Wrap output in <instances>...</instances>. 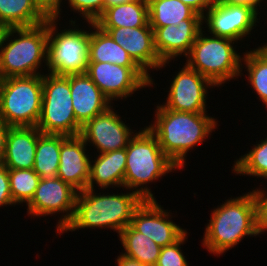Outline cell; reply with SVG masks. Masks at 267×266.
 I'll return each instance as SVG.
<instances>
[{
	"label": "cell",
	"instance_id": "cell-1",
	"mask_svg": "<svg viewBox=\"0 0 267 266\" xmlns=\"http://www.w3.org/2000/svg\"><path fill=\"white\" fill-rule=\"evenodd\" d=\"M154 124L146 126L157 138L163 153L180 169L187 153L202 144L218 128V121L204 113H189L156 106Z\"/></svg>",
	"mask_w": 267,
	"mask_h": 266
},
{
	"label": "cell",
	"instance_id": "cell-2",
	"mask_svg": "<svg viewBox=\"0 0 267 266\" xmlns=\"http://www.w3.org/2000/svg\"><path fill=\"white\" fill-rule=\"evenodd\" d=\"M85 189L77 193L71 221L60 233L81 229H105L119 233L130 224L135 209L143 199L135 192L96 193Z\"/></svg>",
	"mask_w": 267,
	"mask_h": 266
},
{
	"label": "cell",
	"instance_id": "cell-3",
	"mask_svg": "<svg viewBox=\"0 0 267 266\" xmlns=\"http://www.w3.org/2000/svg\"><path fill=\"white\" fill-rule=\"evenodd\" d=\"M202 245L216 256L239 244L245 236H259L256 229V204L252 192L226 199L211 211Z\"/></svg>",
	"mask_w": 267,
	"mask_h": 266
},
{
	"label": "cell",
	"instance_id": "cell-4",
	"mask_svg": "<svg viewBox=\"0 0 267 266\" xmlns=\"http://www.w3.org/2000/svg\"><path fill=\"white\" fill-rule=\"evenodd\" d=\"M176 169L180 170L163 153L154 134L147 127L141 128L126 147L123 188L137 193L143 200H156L148 185Z\"/></svg>",
	"mask_w": 267,
	"mask_h": 266
},
{
	"label": "cell",
	"instance_id": "cell-5",
	"mask_svg": "<svg viewBox=\"0 0 267 266\" xmlns=\"http://www.w3.org/2000/svg\"><path fill=\"white\" fill-rule=\"evenodd\" d=\"M47 52L48 20L36 26L9 28L0 51L3 78L43 75L40 67H47Z\"/></svg>",
	"mask_w": 267,
	"mask_h": 266
},
{
	"label": "cell",
	"instance_id": "cell-6",
	"mask_svg": "<svg viewBox=\"0 0 267 266\" xmlns=\"http://www.w3.org/2000/svg\"><path fill=\"white\" fill-rule=\"evenodd\" d=\"M205 32L204 30L199 32L186 56L185 64L207 77L217 87L229 80L241 77L243 55L238 53L236 45L234 47L236 41L213 35L208 36Z\"/></svg>",
	"mask_w": 267,
	"mask_h": 266
},
{
	"label": "cell",
	"instance_id": "cell-7",
	"mask_svg": "<svg viewBox=\"0 0 267 266\" xmlns=\"http://www.w3.org/2000/svg\"><path fill=\"white\" fill-rule=\"evenodd\" d=\"M58 19H48L47 69L56 75L86 73L88 67L89 31L76 25V20H69V29H58ZM90 25V26H89ZM72 27V28H71ZM58 30L60 32H58Z\"/></svg>",
	"mask_w": 267,
	"mask_h": 266
},
{
	"label": "cell",
	"instance_id": "cell-8",
	"mask_svg": "<svg viewBox=\"0 0 267 266\" xmlns=\"http://www.w3.org/2000/svg\"><path fill=\"white\" fill-rule=\"evenodd\" d=\"M42 98V75L4 78L0 90V119L10 127H36Z\"/></svg>",
	"mask_w": 267,
	"mask_h": 266
},
{
	"label": "cell",
	"instance_id": "cell-9",
	"mask_svg": "<svg viewBox=\"0 0 267 266\" xmlns=\"http://www.w3.org/2000/svg\"><path fill=\"white\" fill-rule=\"evenodd\" d=\"M43 98L37 128L42 134L78 136L82 126L73 111L70 75H42Z\"/></svg>",
	"mask_w": 267,
	"mask_h": 266
},
{
	"label": "cell",
	"instance_id": "cell-10",
	"mask_svg": "<svg viewBox=\"0 0 267 266\" xmlns=\"http://www.w3.org/2000/svg\"><path fill=\"white\" fill-rule=\"evenodd\" d=\"M86 74L111 101L126 100L136 91L155 85L141 67H124L112 63L88 62Z\"/></svg>",
	"mask_w": 267,
	"mask_h": 266
},
{
	"label": "cell",
	"instance_id": "cell-11",
	"mask_svg": "<svg viewBox=\"0 0 267 266\" xmlns=\"http://www.w3.org/2000/svg\"><path fill=\"white\" fill-rule=\"evenodd\" d=\"M78 191L60 178L40 179L32 199L26 204L27 215L45 217L46 215L62 214L57 222L56 232H60L71 221Z\"/></svg>",
	"mask_w": 267,
	"mask_h": 266
},
{
	"label": "cell",
	"instance_id": "cell-12",
	"mask_svg": "<svg viewBox=\"0 0 267 266\" xmlns=\"http://www.w3.org/2000/svg\"><path fill=\"white\" fill-rule=\"evenodd\" d=\"M258 13L249 6L234 5L215 0L202 16V24L208 34L238 41L249 37L258 26Z\"/></svg>",
	"mask_w": 267,
	"mask_h": 266
},
{
	"label": "cell",
	"instance_id": "cell-13",
	"mask_svg": "<svg viewBox=\"0 0 267 266\" xmlns=\"http://www.w3.org/2000/svg\"><path fill=\"white\" fill-rule=\"evenodd\" d=\"M172 76L168 97L163 107L180 112L204 113L208 88L216 87L207 77L189 68L186 64Z\"/></svg>",
	"mask_w": 267,
	"mask_h": 266
},
{
	"label": "cell",
	"instance_id": "cell-14",
	"mask_svg": "<svg viewBox=\"0 0 267 266\" xmlns=\"http://www.w3.org/2000/svg\"><path fill=\"white\" fill-rule=\"evenodd\" d=\"M114 110L112 104L106 111L82 126L80 136L87 146L92 144L91 146L96 147L98 154L125 149L135 134L136 130H131L130 126L125 124L126 120L122 121V117Z\"/></svg>",
	"mask_w": 267,
	"mask_h": 266
},
{
	"label": "cell",
	"instance_id": "cell-15",
	"mask_svg": "<svg viewBox=\"0 0 267 266\" xmlns=\"http://www.w3.org/2000/svg\"><path fill=\"white\" fill-rule=\"evenodd\" d=\"M170 213L157 200H143L135 209L130 225L159 246L165 247L187 231L171 220L173 217Z\"/></svg>",
	"mask_w": 267,
	"mask_h": 266
},
{
	"label": "cell",
	"instance_id": "cell-16",
	"mask_svg": "<svg viewBox=\"0 0 267 266\" xmlns=\"http://www.w3.org/2000/svg\"><path fill=\"white\" fill-rule=\"evenodd\" d=\"M154 31V47L163 62L161 69L167 64L187 56L199 32L203 29L202 19H186L180 21L178 26L151 27Z\"/></svg>",
	"mask_w": 267,
	"mask_h": 266
},
{
	"label": "cell",
	"instance_id": "cell-17",
	"mask_svg": "<svg viewBox=\"0 0 267 266\" xmlns=\"http://www.w3.org/2000/svg\"><path fill=\"white\" fill-rule=\"evenodd\" d=\"M125 49L130 57L147 73L160 69V60L154 47V31L148 23L143 27L101 28ZM150 70V71H149Z\"/></svg>",
	"mask_w": 267,
	"mask_h": 266
},
{
	"label": "cell",
	"instance_id": "cell-18",
	"mask_svg": "<svg viewBox=\"0 0 267 266\" xmlns=\"http://www.w3.org/2000/svg\"><path fill=\"white\" fill-rule=\"evenodd\" d=\"M87 144L78 136H67L61 142L57 177L70 184L78 192L87 189L90 176V154ZM87 152V153H86Z\"/></svg>",
	"mask_w": 267,
	"mask_h": 266
},
{
	"label": "cell",
	"instance_id": "cell-19",
	"mask_svg": "<svg viewBox=\"0 0 267 266\" xmlns=\"http://www.w3.org/2000/svg\"><path fill=\"white\" fill-rule=\"evenodd\" d=\"M70 90L75 118L81 126L113 104L86 73L70 75Z\"/></svg>",
	"mask_w": 267,
	"mask_h": 266
},
{
	"label": "cell",
	"instance_id": "cell-20",
	"mask_svg": "<svg viewBox=\"0 0 267 266\" xmlns=\"http://www.w3.org/2000/svg\"><path fill=\"white\" fill-rule=\"evenodd\" d=\"M41 134L37 127H10L2 164L7 169H33L37 140Z\"/></svg>",
	"mask_w": 267,
	"mask_h": 266
},
{
	"label": "cell",
	"instance_id": "cell-21",
	"mask_svg": "<svg viewBox=\"0 0 267 266\" xmlns=\"http://www.w3.org/2000/svg\"><path fill=\"white\" fill-rule=\"evenodd\" d=\"M95 159L90 161V176L88 189H95L96 184L100 189L110 187H122L126 170V148L118 149L107 153H96ZM95 187V188H94Z\"/></svg>",
	"mask_w": 267,
	"mask_h": 266
},
{
	"label": "cell",
	"instance_id": "cell-22",
	"mask_svg": "<svg viewBox=\"0 0 267 266\" xmlns=\"http://www.w3.org/2000/svg\"><path fill=\"white\" fill-rule=\"evenodd\" d=\"M88 62H107L124 67H140L123 47L95 23H91Z\"/></svg>",
	"mask_w": 267,
	"mask_h": 266
},
{
	"label": "cell",
	"instance_id": "cell-23",
	"mask_svg": "<svg viewBox=\"0 0 267 266\" xmlns=\"http://www.w3.org/2000/svg\"><path fill=\"white\" fill-rule=\"evenodd\" d=\"M149 23L148 1L133 0L105 9L95 22L100 28L143 27Z\"/></svg>",
	"mask_w": 267,
	"mask_h": 266
},
{
	"label": "cell",
	"instance_id": "cell-24",
	"mask_svg": "<svg viewBox=\"0 0 267 266\" xmlns=\"http://www.w3.org/2000/svg\"><path fill=\"white\" fill-rule=\"evenodd\" d=\"M125 255L148 266H155L162 247L149 237L136 231L130 224L119 233Z\"/></svg>",
	"mask_w": 267,
	"mask_h": 266
},
{
	"label": "cell",
	"instance_id": "cell-25",
	"mask_svg": "<svg viewBox=\"0 0 267 266\" xmlns=\"http://www.w3.org/2000/svg\"><path fill=\"white\" fill-rule=\"evenodd\" d=\"M151 27L178 26L186 19H202L195 10L180 0H147Z\"/></svg>",
	"mask_w": 267,
	"mask_h": 266
},
{
	"label": "cell",
	"instance_id": "cell-26",
	"mask_svg": "<svg viewBox=\"0 0 267 266\" xmlns=\"http://www.w3.org/2000/svg\"><path fill=\"white\" fill-rule=\"evenodd\" d=\"M47 20L34 0H0V22L9 28L36 26Z\"/></svg>",
	"mask_w": 267,
	"mask_h": 266
},
{
	"label": "cell",
	"instance_id": "cell-27",
	"mask_svg": "<svg viewBox=\"0 0 267 266\" xmlns=\"http://www.w3.org/2000/svg\"><path fill=\"white\" fill-rule=\"evenodd\" d=\"M66 135L41 134L37 140L33 170L41 179L57 176L61 142Z\"/></svg>",
	"mask_w": 267,
	"mask_h": 266
},
{
	"label": "cell",
	"instance_id": "cell-28",
	"mask_svg": "<svg viewBox=\"0 0 267 266\" xmlns=\"http://www.w3.org/2000/svg\"><path fill=\"white\" fill-rule=\"evenodd\" d=\"M245 66H244V65ZM245 67V68H244ZM247 71L248 83L258 95L262 103L267 106V45L258 46L243 52L241 71Z\"/></svg>",
	"mask_w": 267,
	"mask_h": 266
},
{
	"label": "cell",
	"instance_id": "cell-29",
	"mask_svg": "<svg viewBox=\"0 0 267 266\" xmlns=\"http://www.w3.org/2000/svg\"><path fill=\"white\" fill-rule=\"evenodd\" d=\"M250 151L241 155L233 164L235 174L267 179V137L253 144Z\"/></svg>",
	"mask_w": 267,
	"mask_h": 266
},
{
	"label": "cell",
	"instance_id": "cell-30",
	"mask_svg": "<svg viewBox=\"0 0 267 266\" xmlns=\"http://www.w3.org/2000/svg\"><path fill=\"white\" fill-rule=\"evenodd\" d=\"M13 202L27 204L38 187L40 176L33 169H8Z\"/></svg>",
	"mask_w": 267,
	"mask_h": 266
},
{
	"label": "cell",
	"instance_id": "cell-31",
	"mask_svg": "<svg viewBox=\"0 0 267 266\" xmlns=\"http://www.w3.org/2000/svg\"><path fill=\"white\" fill-rule=\"evenodd\" d=\"M188 232L186 231L173 244L162 247L155 266H189L184 254L181 250V245L187 241Z\"/></svg>",
	"mask_w": 267,
	"mask_h": 266
},
{
	"label": "cell",
	"instance_id": "cell-32",
	"mask_svg": "<svg viewBox=\"0 0 267 266\" xmlns=\"http://www.w3.org/2000/svg\"><path fill=\"white\" fill-rule=\"evenodd\" d=\"M67 3L71 11L79 13L86 23H95L104 13V0H68Z\"/></svg>",
	"mask_w": 267,
	"mask_h": 266
},
{
	"label": "cell",
	"instance_id": "cell-33",
	"mask_svg": "<svg viewBox=\"0 0 267 266\" xmlns=\"http://www.w3.org/2000/svg\"><path fill=\"white\" fill-rule=\"evenodd\" d=\"M251 192L256 204V229L259 235L267 231V190L256 188Z\"/></svg>",
	"mask_w": 267,
	"mask_h": 266
},
{
	"label": "cell",
	"instance_id": "cell-34",
	"mask_svg": "<svg viewBox=\"0 0 267 266\" xmlns=\"http://www.w3.org/2000/svg\"><path fill=\"white\" fill-rule=\"evenodd\" d=\"M8 205L15 207L16 204L11 196L8 169L0 163V207Z\"/></svg>",
	"mask_w": 267,
	"mask_h": 266
},
{
	"label": "cell",
	"instance_id": "cell-35",
	"mask_svg": "<svg viewBox=\"0 0 267 266\" xmlns=\"http://www.w3.org/2000/svg\"><path fill=\"white\" fill-rule=\"evenodd\" d=\"M63 0H34L35 5L38 10L47 19H58L60 20L61 4L63 5Z\"/></svg>",
	"mask_w": 267,
	"mask_h": 266
},
{
	"label": "cell",
	"instance_id": "cell-36",
	"mask_svg": "<svg viewBox=\"0 0 267 266\" xmlns=\"http://www.w3.org/2000/svg\"><path fill=\"white\" fill-rule=\"evenodd\" d=\"M191 7L199 15L203 16L205 12L213 5L215 0H180Z\"/></svg>",
	"mask_w": 267,
	"mask_h": 266
},
{
	"label": "cell",
	"instance_id": "cell-37",
	"mask_svg": "<svg viewBox=\"0 0 267 266\" xmlns=\"http://www.w3.org/2000/svg\"><path fill=\"white\" fill-rule=\"evenodd\" d=\"M8 126L2 119H0V163L3 162L6 150V139L8 135Z\"/></svg>",
	"mask_w": 267,
	"mask_h": 266
},
{
	"label": "cell",
	"instance_id": "cell-38",
	"mask_svg": "<svg viewBox=\"0 0 267 266\" xmlns=\"http://www.w3.org/2000/svg\"><path fill=\"white\" fill-rule=\"evenodd\" d=\"M221 1L224 3H228V4L249 6V7L253 8L258 14H261L259 12V10H260L259 7H261L260 3H262V1H264V0H221Z\"/></svg>",
	"mask_w": 267,
	"mask_h": 266
},
{
	"label": "cell",
	"instance_id": "cell-39",
	"mask_svg": "<svg viewBox=\"0 0 267 266\" xmlns=\"http://www.w3.org/2000/svg\"><path fill=\"white\" fill-rule=\"evenodd\" d=\"M116 262L117 266H148L136 261L135 259L122 255L121 253L117 256Z\"/></svg>",
	"mask_w": 267,
	"mask_h": 266
},
{
	"label": "cell",
	"instance_id": "cell-40",
	"mask_svg": "<svg viewBox=\"0 0 267 266\" xmlns=\"http://www.w3.org/2000/svg\"><path fill=\"white\" fill-rule=\"evenodd\" d=\"M133 0H104V11L108 7H112L115 5L131 2Z\"/></svg>",
	"mask_w": 267,
	"mask_h": 266
},
{
	"label": "cell",
	"instance_id": "cell-41",
	"mask_svg": "<svg viewBox=\"0 0 267 266\" xmlns=\"http://www.w3.org/2000/svg\"><path fill=\"white\" fill-rule=\"evenodd\" d=\"M9 27L7 25H5L4 23L0 22V51L6 36V33L8 31Z\"/></svg>",
	"mask_w": 267,
	"mask_h": 266
},
{
	"label": "cell",
	"instance_id": "cell-42",
	"mask_svg": "<svg viewBox=\"0 0 267 266\" xmlns=\"http://www.w3.org/2000/svg\"><path fill=\"white\" fill-rule=\"evenodd\" d=\"M3 76H2V73L0 72V90H1V86H2V82H3Z\"/></svg>",
	"mask_w": 267,
	"mask_h": 266
}]
</instances>
